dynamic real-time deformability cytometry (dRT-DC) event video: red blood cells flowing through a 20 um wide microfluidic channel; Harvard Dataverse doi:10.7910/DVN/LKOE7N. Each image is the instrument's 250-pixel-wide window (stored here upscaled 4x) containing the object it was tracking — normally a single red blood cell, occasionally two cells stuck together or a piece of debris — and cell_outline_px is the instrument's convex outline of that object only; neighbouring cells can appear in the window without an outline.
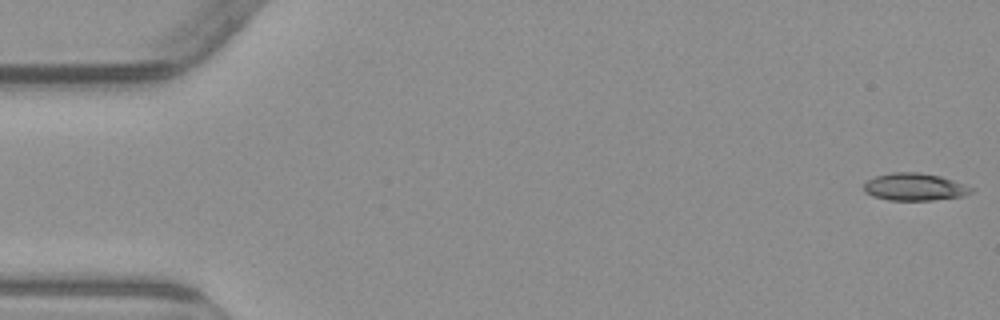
{"species": "common noctule bat (a hibernating species)", "species_latin": "Nyctalus noctula", "temperature_condition": "warm", "stored_images_in_passage": 5, "camera_frame_rate_fps": 3000, "um_per_image_px": 0.085, "animal": {"sex": "male", "body_mass_g": 23.1, "forearm_length_mm": 52.7}, "frame": {"image": 1, "passage_image": 1, "time_ms": 0.0, "image_size_px": [1000, 320], "cell_outline_px": [[976, 188], [972, 192], [964, 196], [932, 200], [888, 200], [872, 196], [864, 192], [864, 184], [868, 180], [876, 176], [892, 172], [920, 172], [940, 176]], "centroid_in_image_um": [77.75, 15.89], "position_along_channel_um": 7.2, "area_um2": 17.22}}
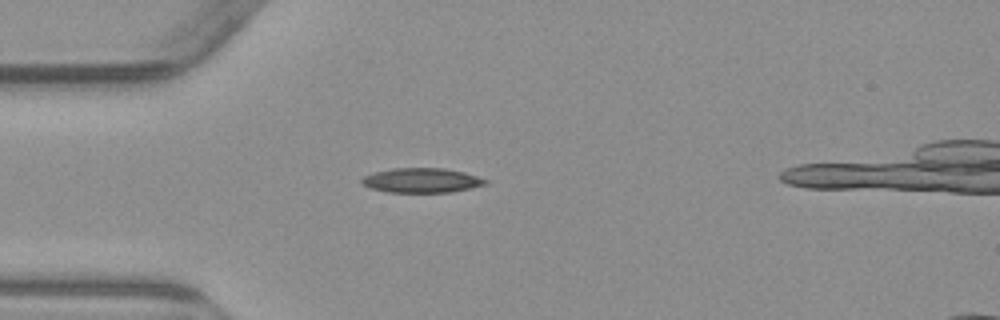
{"frame": {"image": 2, "passage_image": 5, "time_ms": 4.667, "image_size_px": [1000, 320], "cell_outline_px": [[488, 184], [448, 192], [388, 192], [372, 188], [364, 184], [360, 180], [364, 176], [376, 172], [392, 168], [444, 168], [464, 172], [488, 180]], "centroid_in_image_um": [35.85, 15.32], "position_along_channel_um": 49.1, "area_um2": 17.46}}